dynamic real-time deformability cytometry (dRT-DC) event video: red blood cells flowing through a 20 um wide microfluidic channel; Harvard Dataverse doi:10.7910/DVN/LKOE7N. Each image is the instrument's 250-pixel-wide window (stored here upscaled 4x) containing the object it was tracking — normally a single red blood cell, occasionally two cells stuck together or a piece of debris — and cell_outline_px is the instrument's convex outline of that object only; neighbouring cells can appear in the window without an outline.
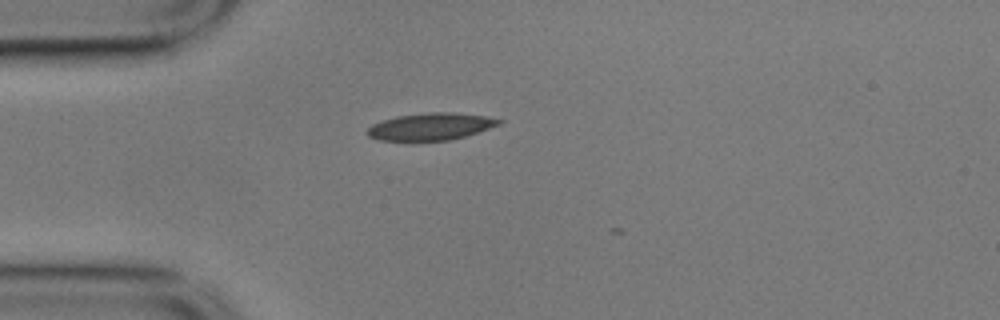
{"species": "common noctule bat (a hibernating species)", "species_latin": "Nyctalus noctula", "temperature_condition": "cold", "stored_images_in_passage": 2, "camera_frame_rate_fps": 3000, "um_per_image_px": 0.085, "animal": {"sex": "male", "body_mass_g": 17.9}, "frame": {"image": 1, "passage_image": 1, "time_ms": 0.0, "image_size_px": [1000, 320], "cell_outline_px": [[504, 120], [500, 124], [464, 136], [448, 140], [380, 140], [368, 136], [364, 132], [372, 124], [396, 116], [432, 112], [452, 112], [484, 116]], "centroid_in_image_um": [36.57, 10.75], "position_along_channel_um": 48.4, "area_um2": 20.46}}